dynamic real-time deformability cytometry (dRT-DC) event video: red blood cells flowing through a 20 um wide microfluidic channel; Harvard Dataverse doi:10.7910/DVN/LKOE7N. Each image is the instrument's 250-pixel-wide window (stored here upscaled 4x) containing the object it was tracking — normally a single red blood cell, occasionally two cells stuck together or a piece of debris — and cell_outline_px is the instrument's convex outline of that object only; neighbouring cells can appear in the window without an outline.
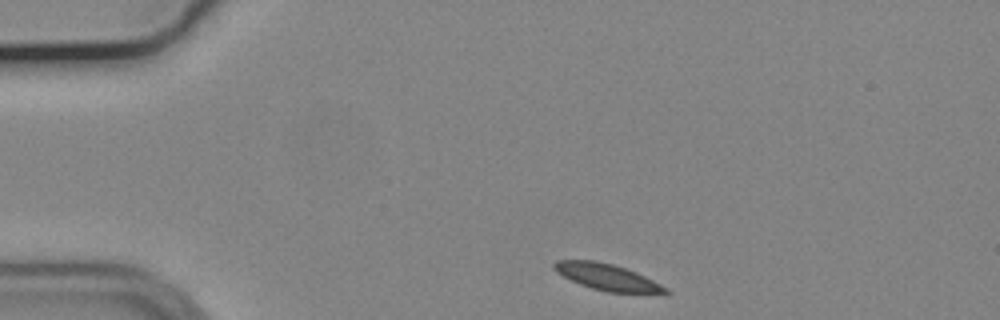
{"species": "common noctule bat (a hibernating species)", "species_latin": "Nyctalus noctula", "temperature_condition": "cold", "stored_images_in_passage": 40, "camera_frame_rate_fps": 3000, "um_per_image_px": 0.085, "animal": {"sex": "male", "body_mass_g": 19.2, "forearm_length_mm": 51.8}, "frame": {"image": 1, "passage_image": 1, "time_ms": 0.0, "image_size_px": [1000, 320], "cell_outline_px": [[672, 292], [668, 296], [608, 292], [592, 288], [580, 284], [556, 272], [552, 268], [552, 264], [556, 260], [596, 260], [612, 264], [636, 272], [668, 288]], "centroid_in_image_um": [51.73, 23.6], "position_along_channel_um": 33.3, "area_um2": 17.69}}
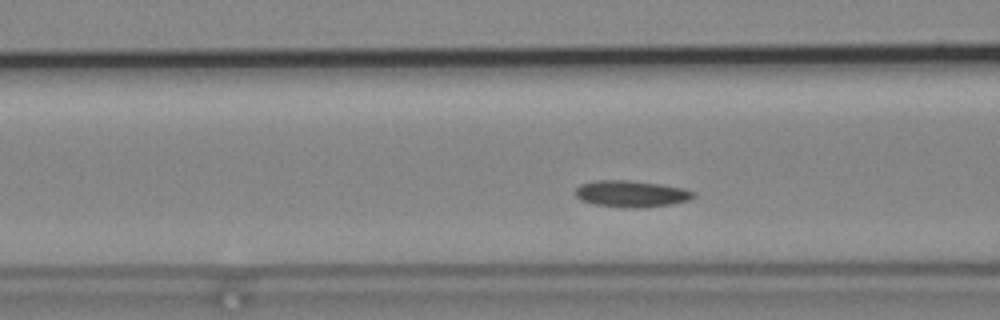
{"frame": {"image": 2, "passage_image": 12, "time_ms": 3.667, "image_size_px": [1000, 320], "cell_outline_px": [[696, 196], [688, 200], [672, 204], [640, 208], [628, 208], [592, 204], [580, 200], [576, 196], [576, 188], [580, 184], [596, 180], [628, 180], [660, 184], [680, 188], [696, 192]], "centroid_in_image_um": [53.64, 16.48], "position_along_channel_um": 113.0, "area_um2": 18.32}}
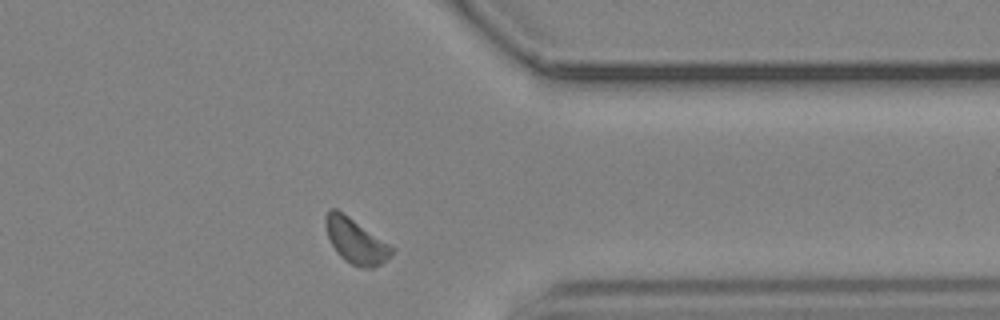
{"frame": {"image": 3, "passage_image": 35, "time_ms": 11.333, "image_size_px": [1000, 320], "cell_outline_px": [[392, 256], [380, 264], [372, 268], [364, 268], [352, 264], [344, 260], [336, 252], [328, 236], [324, 224], [324, 216], [328, 208], [336, 208], [348, 216], [388, 244], [392, 248]], "centroid_in_image_um": [30.18, 20.47], "position_along_channel_um": 381.2, "area_um2": 17.05}, "authors_computed_cell_mechanics": {"area_um2": 17.34, "velocity_mm_per_s": 3.6152, "shape_relaxation_time_tau1_ms": 3.8336, "shape_relaxation_time_tau2_ms": null, "deformation_change_tau1": 0.0623, "deformation_change_tau2": null}}